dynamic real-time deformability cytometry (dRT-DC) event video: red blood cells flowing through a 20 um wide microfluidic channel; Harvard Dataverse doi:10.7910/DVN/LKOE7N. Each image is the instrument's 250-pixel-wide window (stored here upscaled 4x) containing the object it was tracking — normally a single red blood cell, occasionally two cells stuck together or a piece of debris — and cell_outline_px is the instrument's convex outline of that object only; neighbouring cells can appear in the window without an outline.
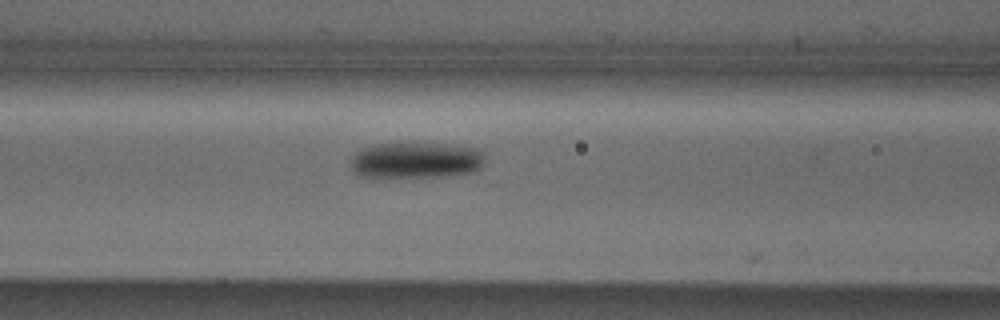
{"species": "Egyptian fruit bat (a non-hibernating species)", "species_latin": "Rousettus aegyptiacus", "temperature_condition": "cold", "stored_images_in_passage": 14, "camera_frame_rate_fps": 3000, "um_per_image_px": 0.085, "animal": {"sex": "male"}, "frame": {"image": 1, "passage_image": 10, "time_ms": 3.0, "image_size_px": [1000, 320], "cell_outline_px": [[484, 164], [480, 168], [472, 172], [452, 176], [368, 180], [360, 176], [352, 168], [348, 160], [360, 148], [376, 144], [412, 140], [452, 144], [480, 148], [484, 152]], "centroid_in_image_um": [35.31, 13.62], "position_along_channel_um": 131.3, "area_um2": 30.69}}
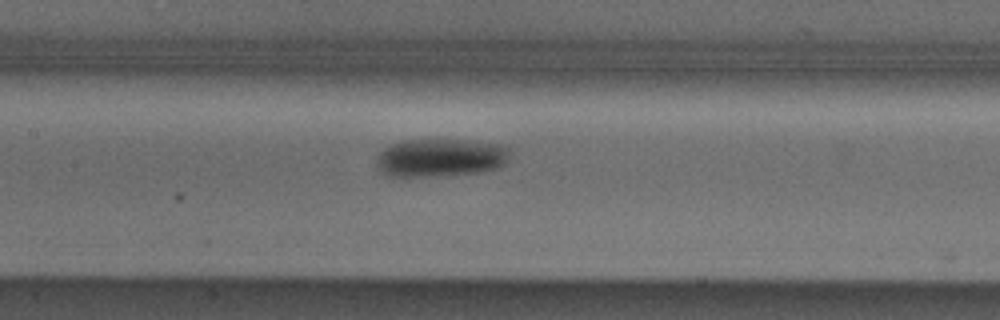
{"frame": {"image": 2, "passage_image": 13, "time_ms": 4.0, "image_size_px": [1000, 320], "cell_outline_px": [[508, 156], [504, 164], [496, 168], [480, 172], [436, 176], [384, 176], [380, 172], [376, 164], [376, 160], [380, 152], [384, 148], [400, 140], [464, 140], [500, 144], [508, 148]], "centroid_in_image_um": [37.38, 13.41], "position_along_channel_um": 170.0, "area_um2": 29.59}}